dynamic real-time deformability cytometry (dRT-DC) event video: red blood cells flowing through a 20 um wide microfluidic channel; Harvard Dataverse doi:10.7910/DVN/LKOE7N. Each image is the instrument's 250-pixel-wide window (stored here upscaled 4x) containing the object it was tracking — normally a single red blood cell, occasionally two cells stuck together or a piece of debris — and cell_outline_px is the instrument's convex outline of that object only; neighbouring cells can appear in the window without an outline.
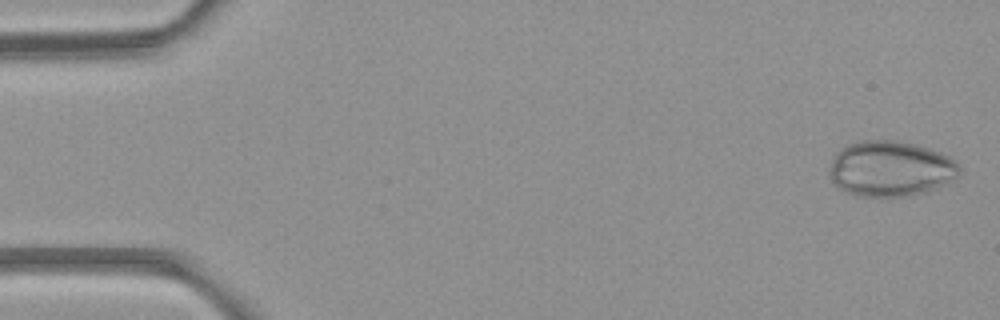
{"species": "common noctule bat (a hibernating species)", "species_latin": "Nyctalus noctula", "temperature_condition": "room temperature", "stored_images_in_passage": 6, "camera_frame_rate_fps": 3000, "um_per_image_px": 0.085, "animal": {"sex": "female", "body_mass_g": 21.9}, "frame": {"image": 1, "passage_image": 1, "time_ms": 0.0, "image_size_px": [1000, 320], "cell_outline_px": [[960, 172], [948, 184], [924, 192], [908, 196], [856, 196], [844, 192], [832, 180], [828, 172], [828, 168], [836, 152], [844, 144], [860, 140], [896, 140], [928, 148], [940, 152], [948, 156], [960, 168]], "centroid_in_image_um": [75.64, 14.33], "position_along_channel_um": 9.4, "area_um2": 42.25}}
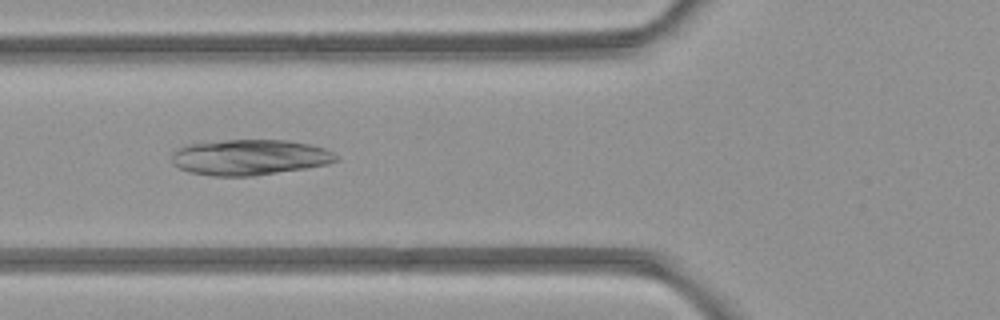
{"frame": {"image": 2, "passage_image": 6, "time_ms": 5.667, "image_size_px": [1000, 320], "cell_outline_px": [[340, 160], [328, 164], [304, 168], [252, 176], [212, 176], [188, 172], [172, 164], [172, 152], [188, 144], [224, 140], [288, 140], [308, 144], [324, 148], [340, 156]], "centroid_in_image_um": [21.22, 13.37], "position_along_channel_um": 104.6, "area_um2": 34.16}}